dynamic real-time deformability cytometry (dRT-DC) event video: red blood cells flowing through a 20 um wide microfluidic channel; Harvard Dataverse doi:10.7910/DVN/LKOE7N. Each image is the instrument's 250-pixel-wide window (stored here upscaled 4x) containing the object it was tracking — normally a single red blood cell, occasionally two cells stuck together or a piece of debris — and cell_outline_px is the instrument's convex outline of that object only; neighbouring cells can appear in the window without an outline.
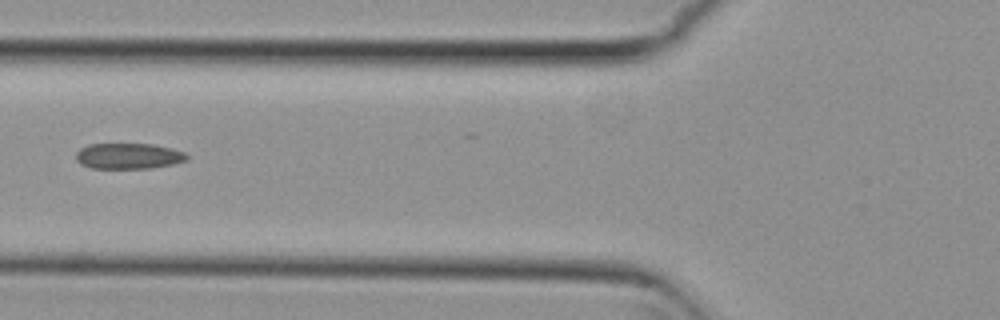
{"species": "common noctule bat (a hibernating species)", "species_latin": "Nyctalus noctula", "temperature_condition": "cold", "stored_images_in_passage": 4, "camera_frame_rate_fps": 3000, "um_per_image_px": 0.085, "animal": {"sex": "female", "body_mass_g": 29.2, "forearm_length_mm": 56.3}, "frame": {"image": 1, "passage_image": 3, "time_ms": 0.667, "image_size_px": [1000, 320], "cell_outline_px": [[188, 160], [172, 164], [148, 168], [92, 168], [80, 164], [76, 160], [76, 152], [80, 148], [88, 144], [152, 144], [172, 148], [184, 152], [188, 156]], "centroid_in_image_um": [10.9, 13.26], "position_along_channel_um": 114.9, "area_um2": 16.65}}
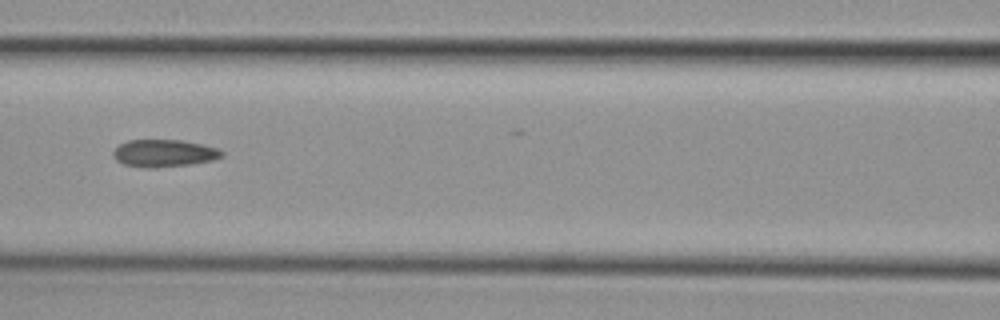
{"frame": {"image": 2, "passage_image": 4, "time_ms": 1.0, "image_size_px": [1000, 320], "cell_outline_px": [[224, 156], [212, 160], [192, 164], [156, 168], [148, 168], [124, 164], [116, 160], [112, 156], [112, 152], [120, 144], [128, 140], [180, 140], [204, 144], [220, 148], [224, 152]], "centroid_in_image_um": [13.98, 13.02], "position_along_channel_um": 152.6, "area_um2": 17.51}}